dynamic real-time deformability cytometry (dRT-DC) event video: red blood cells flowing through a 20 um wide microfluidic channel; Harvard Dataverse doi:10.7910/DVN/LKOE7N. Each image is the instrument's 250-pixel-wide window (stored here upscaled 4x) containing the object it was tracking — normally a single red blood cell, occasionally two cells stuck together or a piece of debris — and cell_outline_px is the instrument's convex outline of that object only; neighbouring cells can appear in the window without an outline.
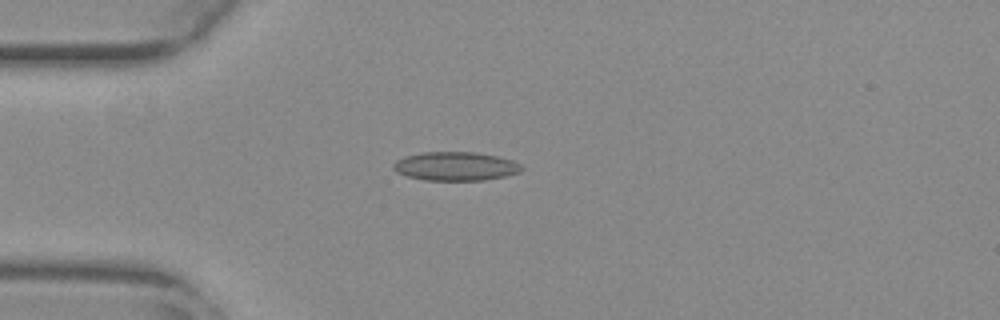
{"species": "common noctule bat (a hibernating species)", "species_latin": "Nyctalus noctula", "temperature_condition": "warm", "stored_images_in_passage": 54, "camera_frame_rate_fps": 3000, "um_per_image_px": 0.085, "animal": {"sex": "female", "body_mass_g": 29.2, "forearm_length_mm": 56.3}, "frame": {"image": 1, "passage_image": 15, "time_ms": 4.667, "image_size_px": [1000, 320], "cell_outline_px": [[524, 168], [520, 172], [508, 176], [484, 180], [424, 180], [404, 176], [396, 172], [392, 168], [392, 164], [396, 160], [404, 156], [424, 152], [476, 152], [496, 156], [512, 160], [520, 164]], "centroid_in_image_um": [38.7, 14.14], "position_along_channel_um": 46.3, "area_um2": 21.73}}
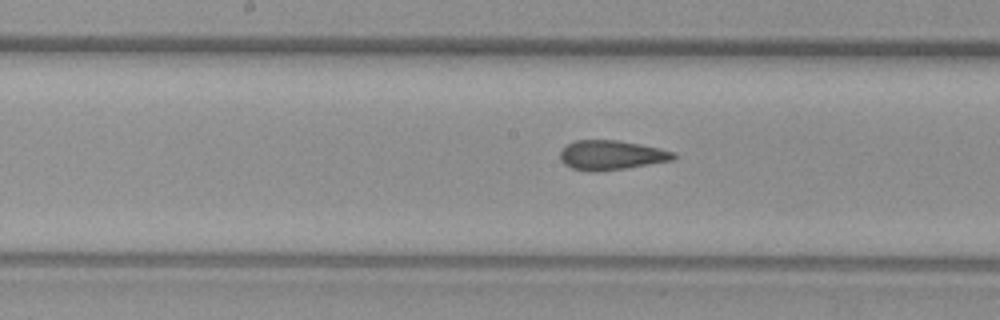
{"frame": {"image": 2, "passage_image": 28, "time_ms": 9.0, "image_size_px": [1000, 320], "cell_outline_px": [[676, 160], [628, 168], [596, 172], [588, 172], [572, 168], [564, 164], [560, 160], [560, 152], [568, 144], [576, 140], [616, 140], [640, 144], [660, 148], [676, 152]], "centroid_in_image_um": [52.0, 13.2], "position_along_channel_um": 196.2, "area_um2": 19.77}}
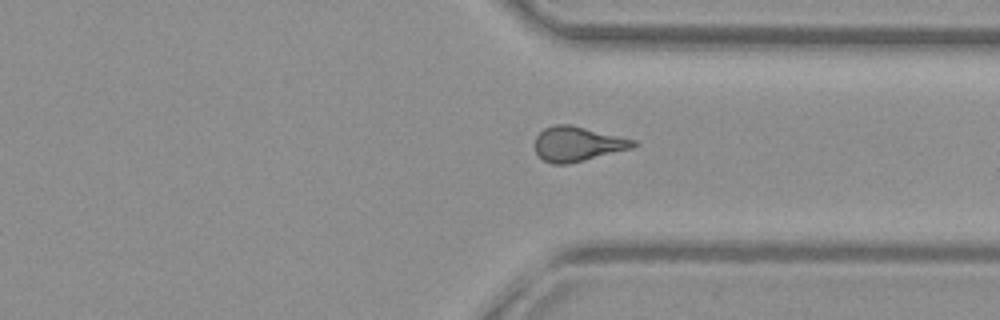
{"frame": {"image": 3, "passage_image": 41, "time_ms": 13.333, "image_size_px": [1000, 320], "cell_outline_px": [[640, 144], [632, 148], [568, 164], [552, 164], [544, 160], [536, 152], [536, 136], [544, 128], [556, 124], [572, 124], [636, 140]], "centroid_in_image_um": [49.12, 12.22], "position_along_channel_um": 362.3, "area_um2": 19.88}, "authors_computed_cell_mechanics": {"area_um2": 19.7676, "velocity_mm_per_s": 3.8439, "shape_relaxation_time_tau1_ms": null, "shape_relaxation_time_tau2_ms": 2.2219, "deformation_change_tau1": null, "deformation_change_tau2": 0.0863}}